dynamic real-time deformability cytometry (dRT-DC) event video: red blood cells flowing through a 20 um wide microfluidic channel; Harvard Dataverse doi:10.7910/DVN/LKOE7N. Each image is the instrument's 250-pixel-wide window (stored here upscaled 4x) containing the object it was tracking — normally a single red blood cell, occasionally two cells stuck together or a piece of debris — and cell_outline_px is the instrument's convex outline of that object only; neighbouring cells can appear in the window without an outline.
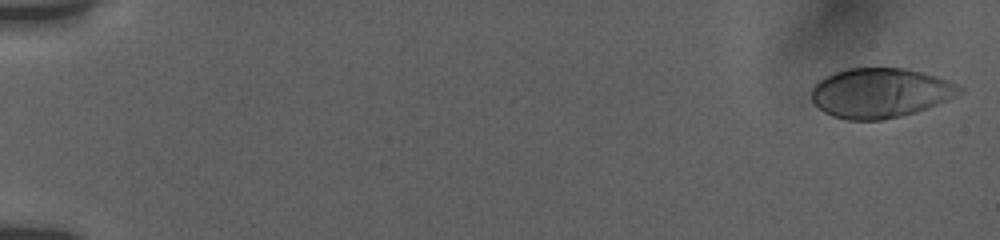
{"species": "human", "species_latin": "Homo sapiens", "temperature_condition": "room temperature", "stored_images_in_passage": 54, "camera_frame_rate_fps": 3000, "um_per_image_px": 0.085, "donor": {"sex": "female"}, "frame": {"image": 1, "passage_image": 1, "time_ms": 0.0, "image_size_px": [1000, 240], "cell_outline_px": [[964, 92], [928, 108], [916, 112], [884, 120], [848, 120], [832, 116], [824, 112], [812, 100], [812, 88], [820, 80], [836, 72], [848, 68], [904, 68], [936, 76], [948, 80], [964, 88]], "centroid_in_image_um": [74.85, 7.9], "position_along_channel_um": 10.2, "area_um2": 42.66}}
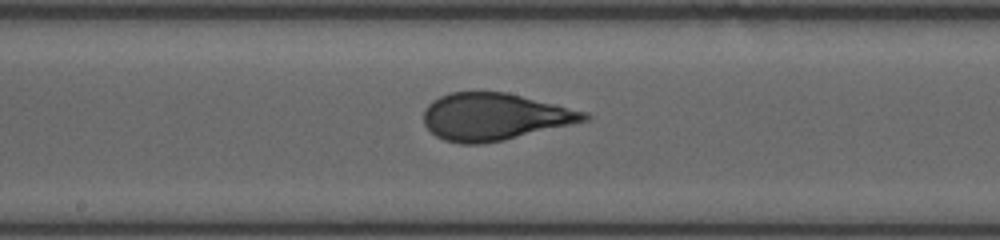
{"frame": {"image": 2, "passage_image": 30, "time_ms": 9.667, "image_size_px": [1000, 240], "cell_outline_px": [[592, 116], [588, 120], [504, 140], [480, 144], [460, 144], [444, 140], [436, 136], [424, 124], [424, 108], [432, 100], [440, 96], [452, 92], [504, 92], [588, 112]], "centroid_in_image_um": [42.0, 9.93], "position_along_channel_um": 206.2, "area_um2": 43.81}}
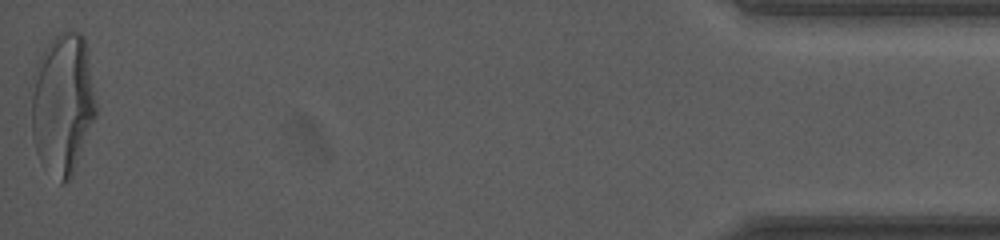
{"frame": {"image": 3, "passage_image": 54, "time_ms": 17.667, "image_size_px": [1000, 240], "cell_outline_px": [[96, 116], [72, 176], [64, 184], [60, 184], [32, 132], [32, 76], [40, 56], [44, 48], [60, 32], [80, 32], [84, 36], [96, 104]], "centroid_in_image_um": [5.37, 8.71], "position_along_channel_um": 429.8, "area_um2": 51.38}, "authors_computed_cell_mechanics": {"area_um2": 43.8702, "velocity_mm_per_s": 3.827, "shape_relaxation_time_tau1_ms": 7.3389, "shape_relaxation_time_tau2_ms": null, "deformation_change_tau1": 0.2409, "deformation_change_tau2": null}}